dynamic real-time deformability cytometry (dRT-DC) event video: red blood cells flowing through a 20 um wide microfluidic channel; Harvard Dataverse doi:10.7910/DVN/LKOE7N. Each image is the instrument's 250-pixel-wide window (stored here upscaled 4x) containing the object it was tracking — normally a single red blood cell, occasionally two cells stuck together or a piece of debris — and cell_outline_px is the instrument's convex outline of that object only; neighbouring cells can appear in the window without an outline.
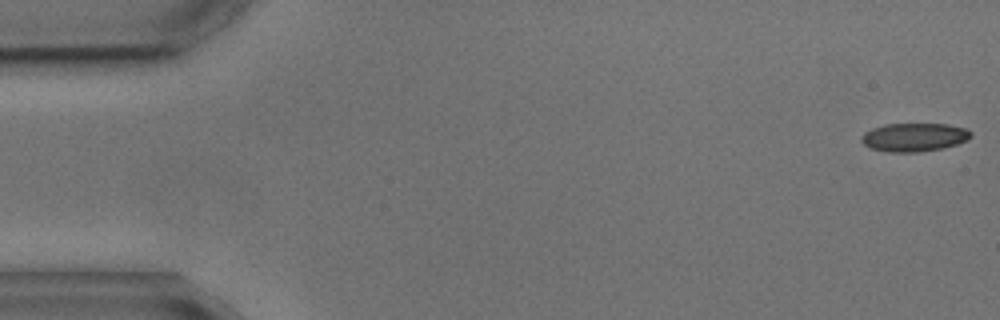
{"species": "common noctule bat (a hibernating species)", "species_latin": "Nyctalus noctula", "temperature_condition": "cold", "stored_images_in_passage": 4, "camera_frame_rate_fps": 3000, "um_per_image_px": 0.085, "animal": {"sex": "male", "body_mass_g": 17.9, "forearm_length_mm": 54.2}, "frame": {"image": 1, "passage_image": 1, "time_ms": 0.0, "image_size_px": [1000, 320], "cell_outline_px": [[972, 136], [956, 144], [940, 148], [916, 152], [888, 152], [872, 148], [864, 144], [860, 140], [860, 136], [864, 132], [872, 128], [884, 124], [948, 124], [968, 128], [972, 132]], "centroid_in_image_um": [77.68, 11.65], "position_along_channel_um": 7.3, "area_um2": 18.09}}
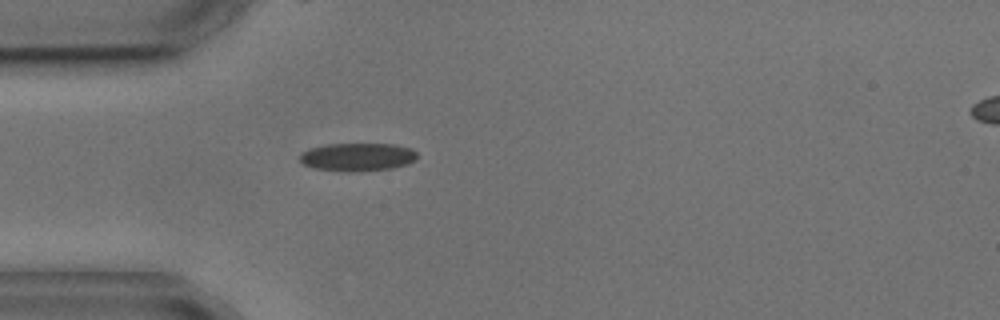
{"frame": {"image": 2, "passage_image": 4, "time_ms": 4.667, "image_size_px": [1000, 320], "cell_outline_px": [[416, 160], [408, 164], [392, 168], [360, 172], [344, 172], [312, 168], [304, 164], [300, 160], [300, 152], [308, 148], [324, 144], [396, 144], [412, 148], [416, 152]], "centroid_in_image_um": [30.37, 13.35], "position_along_channel_um": 54.6, "area_um2": 19.65}}